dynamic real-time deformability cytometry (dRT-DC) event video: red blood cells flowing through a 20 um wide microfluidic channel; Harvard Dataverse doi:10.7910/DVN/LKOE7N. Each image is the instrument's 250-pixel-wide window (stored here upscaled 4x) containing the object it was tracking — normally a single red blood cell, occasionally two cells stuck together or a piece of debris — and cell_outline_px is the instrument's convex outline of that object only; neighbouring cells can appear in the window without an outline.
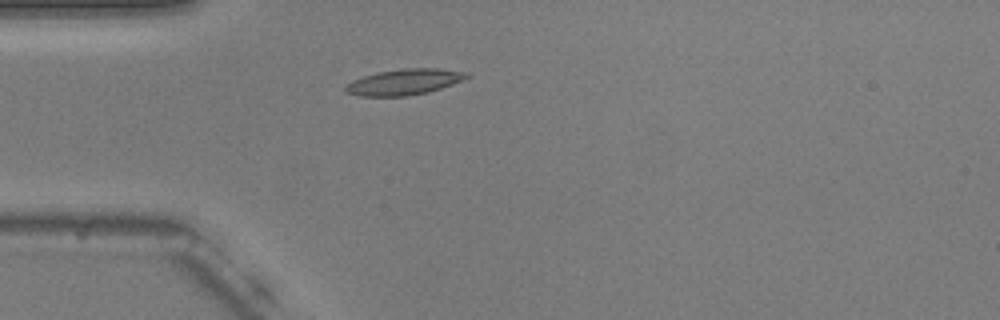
{"species": "common noctule bat (a hibernating species)", "species_latin": "Nyctalus noctula", "temperature_condition": "warm", "stored_images_in_passage": 40, "camera_frame_rate_fps": 3000, "um_per_image_px": 0.085, "animal": {"sex": "male", "body_mass_g": 20.5, "forearm_length_mm": 52.5}, "frame": {"image": 1, "passage_image": 1, "time_ms": 0.0, "image_size_px": [1000, 320], "cell_outline_px": [[472, 76], [452, 84], [428, 92], [408, 96], [360, 96], [344, 92], [344, 88], [352, 80], [364, 76], [380, 72], [404, 68], [436, 68], [468, 72]], "centroid_in_image_um": [34.37, 6.97], "position_along_channel_um": 50.6, "area_um2": 18.21}}
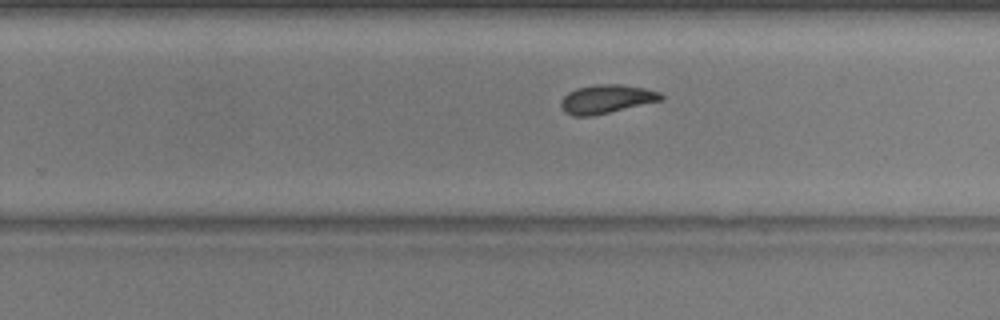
{"frame": {"image": 2, "passage_image": 20, "time_ms": 6.333, "image_size_px": [1000, 320], "cell_outline_px": [[664, 100], [592, 116], [572, 116], [564, 112], [560, 104], [560, 100], [568, 92], [576, 88], [596, 84], [620, 84], [644, 88], [660, 92], [664, 96]], "centroid_in_image_um": [51.54, 8.42], "position_along_channel_um": 278.3, "area_um2": 16.88}}
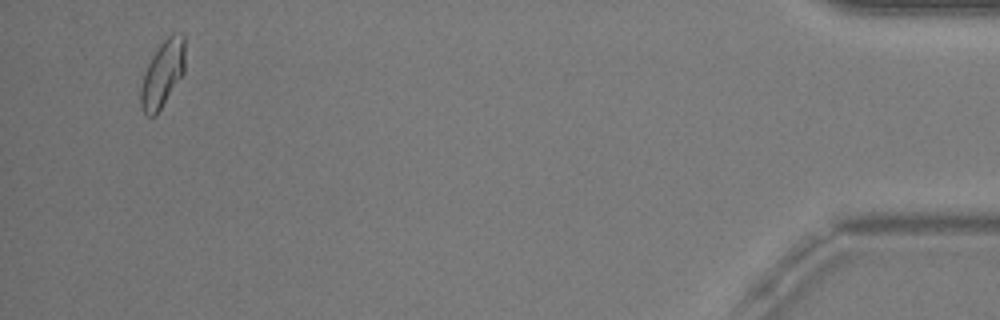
{"frame": {"image": 3, "passage_image": 38, "time_ms": 12.333, "image_size_px": [1000, 320], "cell_outline_px": [[184, 72], [156, 116], [148, 116], [140, 108], [140, 88], [148, 64], [152, 56], [160, 44], [172, 32], [184, 36]], "centroid_in_image_um": [13.81, 6.3], "position_along_channel_um": 421.4, "area_um2": 16.94}, "authors_computed_cell_mechanics": {"area_um2": 16.8776, "velocity_mm_per_s": 3.731, "shape_relaxation_time_tau1_ms": 5.4877, "shape_relaxation_time_tau2_ms": 1.9684, "deformation_change_tau1": 0.1591, "deformation_change_tau2": 0.0713}}